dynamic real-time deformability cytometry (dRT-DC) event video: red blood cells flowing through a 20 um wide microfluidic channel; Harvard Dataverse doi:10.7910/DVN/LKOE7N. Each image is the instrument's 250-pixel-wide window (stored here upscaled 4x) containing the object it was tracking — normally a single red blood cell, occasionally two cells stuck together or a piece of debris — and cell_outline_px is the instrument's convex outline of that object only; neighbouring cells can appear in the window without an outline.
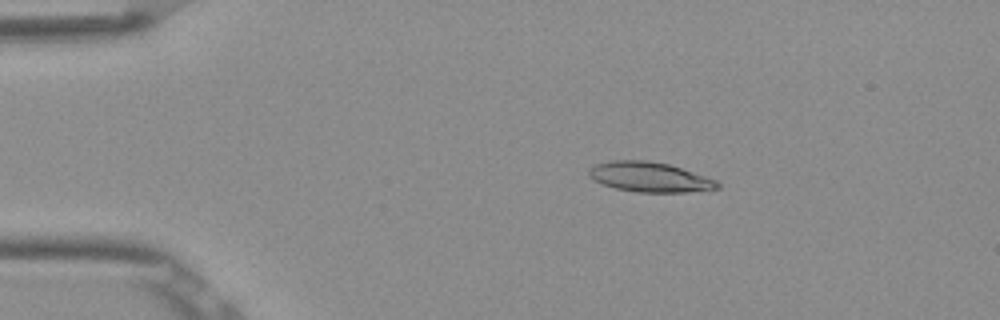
{"species": "Egyptian fruit bat (a non-hibernating species)", "species_latin": "Rousettus aegyptiacus", "temperature_condition": "room temperature", "stored_images_in_passage": 6, "camera_frame_rate_fps": 3000, "um_per_image_px": 0.085, "frame": {"image": 1, "passage_image": 3, "time_ms": 0.667, "image_size_px": [1000, 320], "cell_outline_px": [[720, 188], [684, 192], [636, 192], [616, 188], [604, 184], [588, 176], [588, 168], [592, 164], [612, 160], [648, 160], [668, 164], [716, 180], [720, 184]], "centroid_in_image_um": [55.17, 15.04], "position_along_channel_um": 29.8, "area_um2": 22.25}}
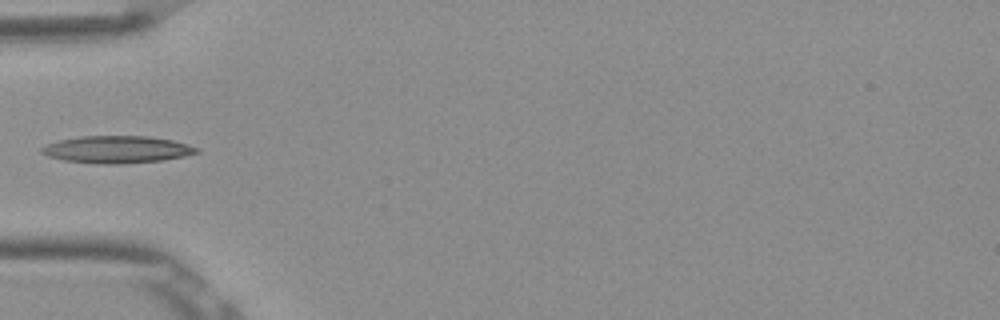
{"frame": {"image": 2, "passage_image": 5, "time_ms": 1.333, "image_size_px": [1000, 320], "cell_outline_px": [[200, 152], [184, 156], [160, 160], [120, 164], [108, 164], [64, 160], [48, 156], [40, 152], [40, 148], [48, 144], [60, 140], [80, 136], [148, 136], [172, 140], [200, 148]], "centroid_in_image_um": [9.95, 12.7], "position_along_channel_um": 75.0, "area_um2": 24.33}}
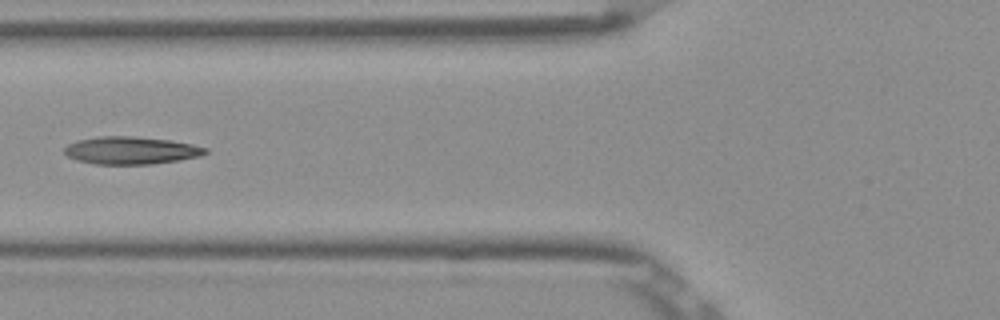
{"frame": {"image": 3, "passage_image": 6, "time_ms": 1.667, "image_size_px": [1000, 320], "cell_outline_px": [[208, 152], [200, 156], [180, 160], [152, 164], [96, 164], [76, 160], [68, 156], [64, 152], [64, 148], [68, 144], [76, 140], [96, 136], [132, 136], [168, 140], [192, 144], [208, 148]], "centroid_in_image_um": [11.12, 12.78], "position_along_channel_um": 114.7, "area_um2": 22.72}}